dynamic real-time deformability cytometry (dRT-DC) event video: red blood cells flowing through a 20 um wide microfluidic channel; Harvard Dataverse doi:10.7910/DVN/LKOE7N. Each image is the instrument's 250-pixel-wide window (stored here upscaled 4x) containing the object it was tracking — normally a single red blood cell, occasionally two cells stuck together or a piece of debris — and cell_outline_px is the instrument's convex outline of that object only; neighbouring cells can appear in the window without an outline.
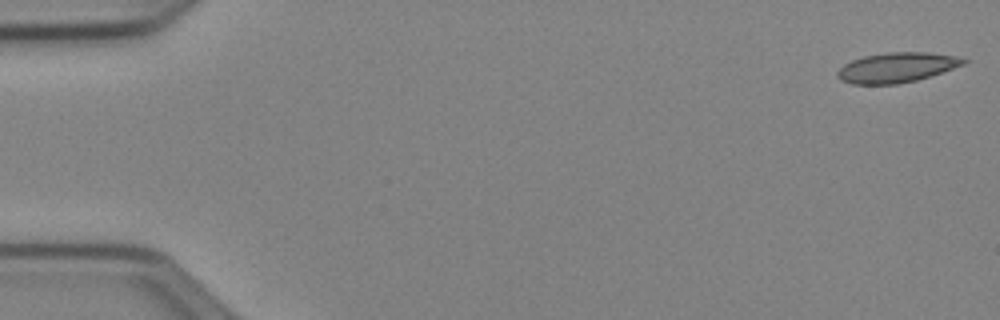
{"species": "Egyptian fruit bat (a non-hibernating species)", "species_latin": "Rousettus aegyptiacus", "temperature_condition": "cold", "stored_images_in_passage": 50, "camera_frame_rate_fps": 3000, "um_per_image_px": 0.085, "animal": {"sex": "female"}, "frame": {"image": 1, "passage_image": 1, "time_ms": 0.0, "image_size_px": [1000, 320], "cell_outline_px": [[968, 60], [964, 64], [916, 80], [896, 84], [852, 84], [840, 80], [836, 76], [836, 72], [844, 64], [852, 60], [864, 56], [888, 52], [928, 52], [956, 56]], "centroid_in_image_um": [76.17, 5.73], "position_along_channel_um": 8.8, "area_um2": 21.79}}
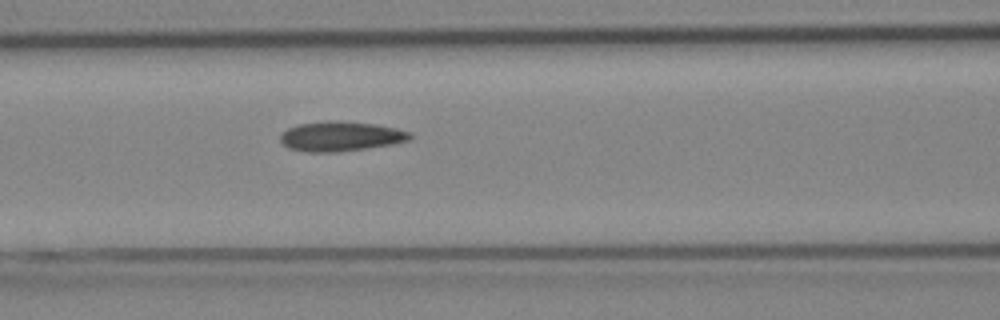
{"frame": {"image": 2, "passage_image": 22, "time_ms": 7.0, "image_size_px": [1000, 320], "cell_outline_px": [[412, 136], [408, 140], [388, 144], [364, 148], [336, 152], [308, 152], [288, 148], [280, 140], [280, 136], [288, 128], [300, 124], [324, 120], [336, 120], [376, 124], [396, 128], [412, 132]], "centroid_in_image_um": [28.94, 11.57], "position_along_channel_um": 137.7, "area_um2": 22.31}}
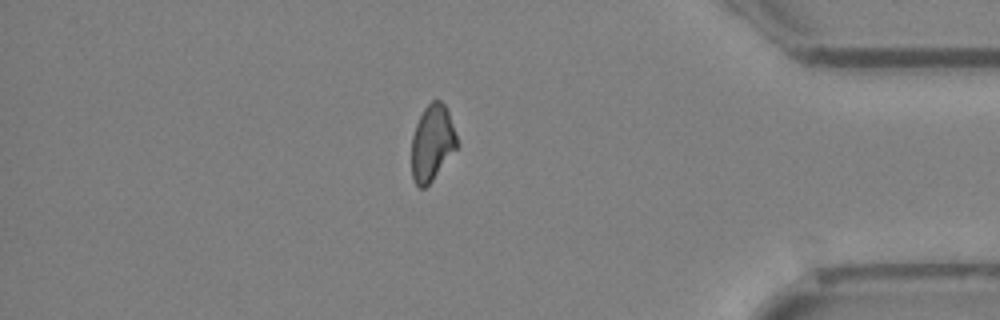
{"frame": {"image": 3, "passage_image": 44, "time_ms": 14.333, "image_size_px": [1000, 320], "cell_outline_px": [[460, 144], [432, 180], [424, 188], [420, 188], [412, 180], [412, 136], [416, 124], [424, 108], [432, 100], [440, 100], [444, 104], [448, 112]], "centroid_in_image_um": [36.74, 12.14], "position_along_channel_um": 398.5, "area_um2": 20.06}}